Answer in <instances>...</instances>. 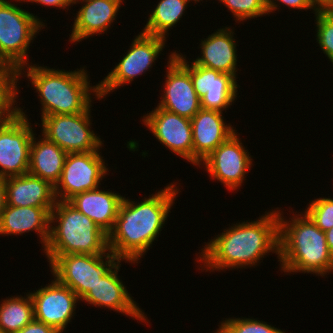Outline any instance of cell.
<instances>
[{
	"label": "cell",
	"instance_id": "7402d4cb",
	"mask_svg": "<svg viewBox=\"0 0 333 333\" xmlns=\"http://www.w3.org/2000/svg\"><path fill=\"white\" fill-rule=\"evenodd\" d=\"M52 209L5 205L0 219V235L17 236L34 230L35 233L37 232L44 250L50 236V213Z\"/></svg>",
	"mask_w": 333,
	"mask_h": 333
},
{
	"label": "cell",
	"instance_id": "5b68a950",
	"mask_svg": "<svg viewBox=\"0 0 333 333\" xmlns=\"http://www.w3.org/2000/svg\"><path fill=\"white\" fill-rule=\"evenodd\" d=\"M43 251L45 255L105 254L109 252L108 234L68 201L57 200L50 213V236Z\"/></svg>",
	"mask_w": 333,
	"mask_h": 333
},
{
	"label": "cell",
	"instance_id": "9a60e30c",
	"mask_svg": "<svg viewBox=\"0 0 333 333\" xmlns=\"http://www.w3.org/2000/svg\"><path fill=\"white\" fill-rule=\"evenodd\" d=\"M142 121L160 144L193 164V136L189 118L157 106L144 115Z\"/></svg>",
	"mask_w": 333,
	"mask_h": 333
},
{
	"label": "cell",
	"instance_id": "7c38bea8",
	"mask_svg": "<svg viewBox=\"0 0 333 333\" xmlns=\"http://www.w3.org/2000/svg\"><path fill=\"white\" fill-rule=\"evenodd\" d=\"M238 135L235 132L199 164V168L203 166L209 173L210 179L221 182L228 191H238L253 166V158Z\"/></svg>",
	"mask_w": 333,
	"mask_h": 333
},
{
	"label": "cell",
	"instance_id": "4fadbf2b",
	"mask_svg": "<svg viewBox=\"0 0 333 333\" xmlns=\"http://www.w3.org/2000/svg\"><path fill=\"white\" fill-rule=\"evenodd\" d=\"M174 58L190 73L195 92L201 99L203 109L223 112L234 104L240 85L237 84V80L232 75L198 66L193 61L189 64L186 55L183 56L178 51Z\"/></svg>",
	"mask_w": 333,
	"mask_h": 333
},
{
	"label": "cell",
	"instance_id": "484cf974",
	"mask_svg": "<svg viewBox=\"0 0 333 333\" xmlns=\"http://www.w3.org/2000/svg\"><path fill=\"white\" fill-rule=\"evenodd\" d=\"M0 329L5 333H17L34 320L33 300L26 296H11L0 301Z\"/></svg>",
	"mask_w": 333,
	"mask_h": 333
},
{
	"label": "cell",
	"instance_id": "6da1fadb",
	"mask_svg": "<svg viewBox=\"0 0 333 333\" xmlns=\"http://www.w3.org/2000/svg\"><path fill=\"white\" fill-rule=\"evenodd\" d=\"M275 209L265 211L256 221L237 222L208 241L197 254L202 272L245 269L261 263L270 252L279 255L278 207Z\"/></svg>",
	"mask_w": 333,
	"mask_h": 333
},
{
	"label": "cell",
	"instance_id": "4dcf8cb0",
	"mask_svg": "<svg viewBox=\"0 0 333 333\" xmlns=\"http://www.w3.org/2000/svg\"><path fill=\"white\" fill-rule=\"evenodd\" d=\"M316 42L333 65V13H316Z\"/></svg>",
	"mask_w": 333,
	"mask_h": 333
},
{
	"label": "cell",
	"instance_id": "603a6c76",
	"mask_svg": "<svg viewBox=\"0 0 333 333\" xmlns=\"http://www.w3.org/2000/svg\"><path fill=\"white\" fill-rule=\"evenodd\" d=\"M122 200L120 193L97 188L79 193L68 202L109 234L114 228Z\"/></svg>",
	"mask_w": 333,
	"mask_h": 333
},
{
	"label": "cell",
	"instance_id": "e0dca14e",
	"mask_svg": "<svg viewBox=\"0 0 333 333\" xmlns=\"http://www.w3.org/2000/svg\"><path fill=\"white\" fill-rule=\"evenodd\" d=\"M120 263L121 261L107 275L99 278V281L87 292L81 301L95 307H106L116 311V313L129 316L133 320L136 319L148 324L149 319H147V315L138 307V303L132 299L133 297L118 276V271L121 267Z\"/></svg>",
	"mask_w": 333,
	"mask_h": 333
},
{
	"label": "cell",
	"instance_id": "2e32d148",
	"mask_svg": "<svg viewBox=\"0 0 333 333\" xmlns=\"http://www.w3.org/2000/svg\"><path fill=\"white\" fill-rule=\"evenodd\" d=\"M169 53L165 84L158 107L191 119L202 107L190 73Z\"/></svg>",
	"mask_w": 333,
	"mask_h": 333
},
{
	"label": "cell",
	"instance_id": "d590c367",
	"mask_svg": "<svg viewBox=\"0 0 333 333\" xmlns=\"http://www.w3.org/2000/svg\"><path fill=\"white\" fill-rule=\"evenodd\" d=\"M6 205L5 178L0 177V219Z\"/></svg>",
	"mask_w": 333,
	"mask_h": 333
},
{
	"label": "cell",
	"instance_id": "8d00e7d4",
	"mask_svg": "<svg viewBox=\"0 0 333 333\" xmlns=\"http://www.w3.org/2000/svg\"><path fill=\"white\" fill-rule=\"evenodd\" d=\"M326 243L328 245L329 251L333 256V227L325 231Z\"/></svg>",
	"mask_w": 333,
	"mask_h": 333
},
{
	"label": "cell",
	"instance_id": "44dd1931",
	"mask_svg": "<svg viewBox=\"0 0 333 333\" xmlns=\"http://www.w3.org/2000/svg\"><path fill=\"white\" fill-rule=\"evenodd\" d=\"M6 205L15 207L53 208L54 186L48 181L26 173L5 178Z\"/></svg>",
	"mask_w": 333,
	"mask_h": 333
},
{
	"label": "cell",
	"instance_id": "9c48e42d",
	"mask_svg": "<svg viewBox=\"0 0 333 333\" xmlns=\"http://www.w3.org/2000/svg\"><path fill=\"white\" fill-rule=\"evenodd\" d=\"M134 40L127 50L126 55L120 59L114 69L111 70L101 82L99 81V96L101 99L110 95L117 88L123 87L133 79L150 71L159 54L165 48L166 39L140 32L134 36ZM162 51V52H161Z\"/></svg>",
	"mask_w": 333,
	"mask_h": 333
},
{
	"label": "cell",
	"instance_id": "1f68e13d",
	"mask_svg": "<svg viewBox=\"0 0 333 333\" xmlns=\"http://www.w3.org/2000/svg\"><path fill=\"white\" fill-rule=\"evenodd\" d=\"M281 3L282 5L288 6V9L289 8L298 9V10L312 9L314 14H316L313 0H267L268 16L269 14L274 13L277 9H280L279 5H281Z\"/></svg>",
	"mask_w": 333,
	"mask_h": 333
},
{
	"label": "cell",
	"instance_id": "8fae6325",
	"mask_svg": "<svg viewBox=\"0 0 333 333\" xmlns=\"http://www.w3.org/2000/svg\"><path fill=\"white\" fill-rule=\"evenodd\" d=\"M100 150L68 153L59 182L54 187L56 200L69 201L75 195L100 188L109 172Z\"/></svg>",
	"mask_w": 333,
	"mask_h": 333
},
{
	"label": "cell",
	"instance_id": "cb8c5ba5",
	"mask_svg": "<svg viewBox=\"0 0 333 333\" xmlns=\"http://www.w3.org/2000/svg\"><path fill=\"white\" fill-rule=\"evenodd\" d=\"M35 135L37 134L33 135L31 141L28 173L48 181L55 187L60 180L67 153L44 136L36 139Z\"/></svg>",
	"mask_w": 333,
	"mask_h": 333
},
{
	"label": "cell",
	"instance_id": "52a82bcc",
	"mask_svg": "<svg viewBox=\"0 0 333 333\" xmlns=\"http://www.w3.org/2000/svg\"><path fill=\"white\" fill-rule=\"evenodd\" d=\"M51 273L69 287L80 299L107 275L120 261L110 251L105 254L46 255Z\"/></svg>",
	"mask_w": 333,
	"mask_h": 333
},
{
	"label": "cell",
	"instance_id": "277c9868",
	"mask_svg": "<svg viewBox=\"0 0 333 333\" xmlns=\"http://www.w3.org/2000/svg\"><path fill=\"white\" fill-rule=\"evenodd\" d=\"M297 213L293 212L288 221L278 207L279 269L287 275L300 272L324 277L333 273V256L325 232L305 212Z\"/></svg>",
	"mask_w": 333,
	"mask_h": 333
},
{
	"label": "cell",
	"instance_id": "4316f807",
	"mask_svg": "<svg viewBox=\"0 0 333 333\" xmlns=\"http://www.w3.org/2000/svg\"><path fill=\"white\" fill-rule=\"evenodd\" d=\"M231 11L236 22L268 15L267 0H218Z\"/></svg>",
	"mask_w": 333,
	"mask_h": 333
},
{
	"label": "cell",
	"instance_id": "d6a6232c",
	"mask_svg": "<svg viewBox=\"0 0 333 333\" xmlns=\"http://www.w3.org/2000/svg\"><path fill=\"white\" fill-rule=\"evenodd\" d=\"M17 333H60L55 328L34 319Z\"/></svg>",
	"mask_w": 333,
	"mask_h": 333
},
{
	"label": "cell",
	"instance_id": "f1b7e54d",
	"mask_svg": "<svg viewBox=\"0 0 333 333\" xmlns=\"http://www.w3.org/2000/svg\"><path fill=\"white\" fill-rule=\"evenodd\" d=\"M305 213L311 218L316 226L327 231L333 227V198L320 197L309 201Z\"/></svg>",
	"mask_w": 333,
	"mask_h": 333
},
{
	"label": "cell",
	"instance_id": "83f0119b",
	"mask_svg": "<svg viewBox=\"0 0 333 333\" xmlns=\"http://www.w3.org/2000/svg\"><path fill=\"white\" fill-rule=\"evenodd\" d=\"M219 325L227 333H285V331L278 329L264 321L257 320L256 318H225Z\"/></svg>",
	"mask_w": 333,
	"mask_h": 333
},
{
	"label": "cell",
	"instance_id": "ffe728a7",
	"mask_svg": "<svg viewBox=\"0 0 333 333\" xmlns=\"http://www.w3.org/2000/svg\"><path fill=\"white\" fill-rule=\"evenodd\" d=\"M200 42V57L193 62L198 66L232 75L237 80L238 55L233 29L227 26L219 28Z\"/></svg>",
	"mask_w": 333,
	"mask_h": 333
},
{
	"label": "cell",
	"instance_id": "ba28073f",
	"mask_svg": "<svg viewBox=\"0 0 333 333\" xmlns=\"http://www.w3.org/2000/svg\"><path fill=\"white\" fill-rule=\"evenodd\" d=\"M27 116L16 105L9 115L0 119V177L28 173L34 131Z\"/></svg>",
	"mask_w": 333,
	"mask_h": 333
},
{
	"label": "cell",
	"instance_id": "5bb4252c",
	"mask_svg": "<svg viewBox=\"0 0 333 333\" xmlns=\"http://www.w3.org/2000/svg\"><path fill=\"white\" fill-rule=\"evenodd\" d=\"M53 278L45 287L31 291L30 296L33 300L34 319L62 333L75 316L77 302L81 299L69 287Z\"/></svg>",
	"mask_w": 333,
	"mask_h": 333
},
{
	"label": "cell",
	"instance_id": "3957f363",
	"mask_svg": "<svg viewBox=\"0 0 333 333\" xmlns=\"http://www.w3.org/2000/svg\"><path fill=\"white\" fill-rule=\"evenodd\" d=\"M22 67L15 74V99H18L19 78L26 75L41 103V118L48 115L78 114L92 107V95L101 100L98 83L90 86L85 66L76 70H60L38 64ZM25 70V71H24ZM25 73V74H24ZM18 89V90H17ZM93 92V93H92Z\"/></svg>",
	"mask_w": 333,
	"mask_h": 333
},
{
	"label": "cell",
	"instance_id": "d6986e66",
	"mask_svg": "<svg viewBox=\"0 0 333 333\" xmlns=\"http://www.w3.org/2000/svg\"><path fill=\"white\" fill-rule=\"evenodd\" d=\"M77 11L69 35V42H81L94 35H102L116 21L123 0H84ZM115 20V21H114Z\"/></svg>",
	"mask_w": 333,
	"mask_h": 333
},
{
	"label": "cell",
	"instance_id": "836d02e7",
	"mask_svg": "<svg viewBox=\"0 0 333 333\" xmlns=\"http://www.w3.org/2000/svg\"><path fill=\"white\" fill-rule=\"evenodd\" d=\"M15 2H19V3H22L23 2H31V3H38L42 6H46V7H56V8H60V9H63L64 8L67 10H69V7H71L70 5L73 6L72 4V0H13Z\"/></svg>",
	"mask_w": 333,
	"mask_h": 333
},
{
	"label": "cell",
	"instance_id": "7a4b0ae2",
	"mask_svg": "<svg viewBox=\"0 0 333 333\" xmlns=\"http://www.w3.org/2000/svg\"><path fill=\"white\" fill-rule=\"evenodd\" d=\"M173 182L138 203L123 197L113 230L108 234L109 251L125 263H138L165 226L179 187ZM178 187V188H177Z\"/></svg>",
	"mask_w": 333,
	"mask_h": 333
},
{
	"label": "cell",
	"instance_id": "e575fe53",
	"mask_svg": "<svg viewBox=\"0 0 333 333\" xmlns=\"http://www.w3.org/2000/svg\"><path fill=\"white\" fill-rule=\"evenodd\" d=\"M316 13H333V0H313Z\"/></svg>",
	"mask_w": 333,
	"mask_h": 333
},
{
	"label": "cell",
	"instance_id": "f546056e",
	"mask_svg": "<svg viewBox=\"0 0 333 333\" xmlns=\"http://www.w3.org/2000/svg\"><path fill=\"white\" fill-rule=\"evenodd\" d=\"M15 74L0 64V119L15 109Z\"/></svg>",
	"mask_w": 333,
	"mask_h": 333
},
{
	"label": "cell",
	"instance_id": "ac0fdd59",
	"mask_svg": "<svg viewBox=\"0 0 333 333\" xmlns=\"http://www.w3.org/2000/svg\"><path fill=\"white\" fill-rule=\"evenodd\" d=\"M193 136V166L213 152L236 130L224 120L223 112L201 108L191 119Z\"/></svg>",
	"mask_w": 333,
	"mask_h": 333
},
{
	"label": "cell",
	"instance_id": "d4e9b609",
	"mask_svg": "<svg viewBox=\"0 0 333 333\" xmlns=\"http://www.w3.org/2000/svg\"><path fill=\"white\" fill-rule=\"evenodd\" d=\"M190 1L195 0H160L149 13L148 21L141 32L167 38L168 31L181 20Z\"/></svg>",
	"mask_w": 333,
	"mask_h": 333
},
{
	"label": "cell",
	"instance_id": "8992f818",
	"mask_svg": "<svg viewBox=\"0 0 333 333\" xmlns=\"http://www.w3.org/2000/svg\"><path fill=\"white\" fill-rule=\"evenodd\" d=\"M34 15L12 0H0V64L14 74L29 64L30 43L45 27L43 19Z\"/></svg>",
	"mask_w": 333,
	"mask_h": 333
},
{
	"label": "cell",
	"instance_id": "74e56055",
	"mask_svg": "<svg viewBox=\"0 0 333 333\" xmlns=\"http://www.w3.org/2000/svg\"><path fill=\"white\" fill-rule=\"evenodd\" d=\"M215 333H227L221 326L216 330Z\"/></svg>",
	"mask_w": 333,
	"mask_h": 333
},
{
	"label": "cell",
	"instance_id": "f35d334b",
	"mask_svg": "<svg viewBox=\"0 0 333 333\" xmlns=\"http://www.w3.org/2000/svg\"><path fill=\"white\" fill-rule=\"evenodd\" d=\"M81 1H84V0H72V4H77L78 2L81 3Z\"/></svg>",
	"mask_w": 333,
	"mask_h": 333
},
{
	"label": "cell",
	"instance_id": "30bf717a",
	"mask_svg": "<svg viewBox=\"0 0 333 333\" xmlns=\"http://www.w3.org/2000/svg\"><path fill=\"white\" fill-rule=\"evenodd\" d=\"M91 124L90 108L78 114L48 115L41 118V135L67 154L98 151L104 143Z\"/></svg>",
	"mask_w": 333,
	"mask_h": 333
}]
</instances>
